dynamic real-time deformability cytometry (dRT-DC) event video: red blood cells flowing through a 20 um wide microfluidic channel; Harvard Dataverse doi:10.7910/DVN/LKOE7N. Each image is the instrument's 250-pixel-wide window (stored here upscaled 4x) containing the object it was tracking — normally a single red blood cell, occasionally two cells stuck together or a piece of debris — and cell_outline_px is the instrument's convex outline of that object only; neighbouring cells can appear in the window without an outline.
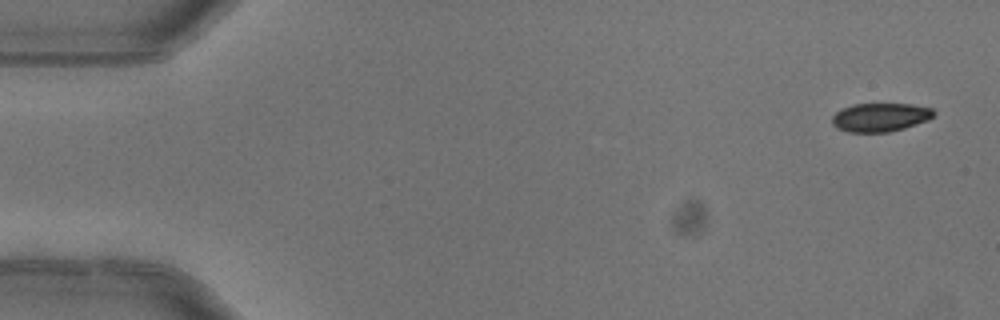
{"species": "common noctule bat (a hibernating species)", "species_latin": "Nyctalus noctula", "temperature_condition": "warm", "stored_images_in_passage": 4, "camera_frame_rate_fps": 3000, "um_per_image_px": 0.085, "animal": {"sex": "female"}, "frame": {"image": 1, "passage_image": 1, "time_ms": 0.0, "image_size_px": [1000, 320], "cell_outline_px": [[936, 112], [928, 120], [904, 128], [888, 132], [848, 132], [836, 128], [832, 124], [832, 116], [836, 112], [852, 104], [912, 104], [932, 108]], "centroid_in_image_um": [74.81, 9.97], "position_along_channel_um": 10.2, "area_um2": 16.94}}